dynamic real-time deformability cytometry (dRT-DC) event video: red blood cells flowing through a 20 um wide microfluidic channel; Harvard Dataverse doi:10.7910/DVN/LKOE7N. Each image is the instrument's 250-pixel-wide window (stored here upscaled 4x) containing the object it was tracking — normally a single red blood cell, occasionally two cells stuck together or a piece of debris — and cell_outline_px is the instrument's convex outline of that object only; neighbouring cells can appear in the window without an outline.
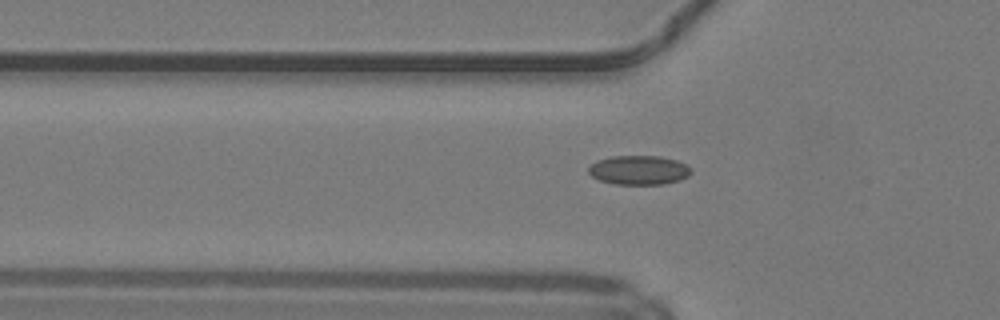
{"species": "common noctule bat (a hibernating species)", "species_latin": "Nyctalus noctula", "temperature_condition": "warm", "stored_images_in_passage": 31, "camera_frame_rate_fps": 3000, "um_per_image_px": 0.085, "animal": {"sex": "male", "body_mass_g": 19.2, "forearm_length_mm": 51.8}, "frame": {"image": 1, "passage_image": 7, "time_ms": 2.0, "image_size_px": [1000, 320], "cell_outline_px": [[692, 172], [688, 176], [680, 180], [664, 184], [616, 184], [600, 180], [592, 176], [588, 172], [588, 168], [596, 160], [612, 156], [660, 156], [676, 160], [692, 168]], "centroid_in_image_um": [54.31, 14.45], "position_along_channel_um": 71.5, "area_um2": 17.46}}
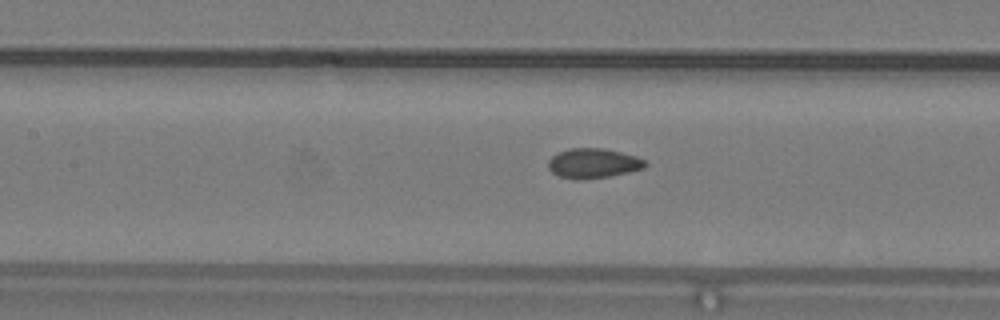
{"frame": {"image": 2, "passage_image": 13, "time_ms": 4.0, "image_size_px": [1000, 320], "cell_outline_px": [[648, 164], [644, 168], [628, 172], [608, 176], [584, 180], [576, 180], [560, 176], [552, 172], [548, 168], [548, 160], [552, 156], [568, 148], [600, 148], [620, 152], [636, 156], [644, 160]], "centroid_in_image_um": [50.4, 13.88], "position_along_channel_um": 157.0, "area_um2": 16.76}}
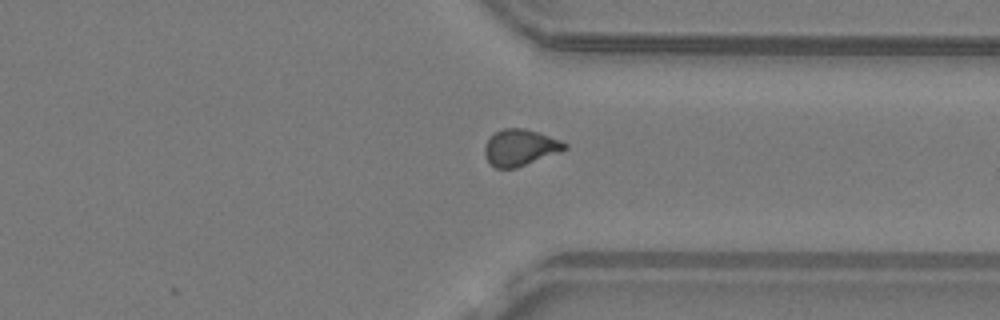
{"frame": {"image": 3, "passage_image": 28, "time_ms": 9.0, "image_size_px": [1000, 320], "cell_outline_px": [[568, 148], [516, 168], [496, 168], [484, 156], [484, 148], [488, 140], [500, 128], [524, 128], [560, 140], [568, 144]], "centroid_in_image_um": [44.19, 12.53], "position_along_channel_um": 367.2, "area_um2": 16.65}, "authors_computed_cell_mechanics": {"area_um2": 16.7042, "velocity_mm_per_s": 4.2295, "shape_relaxation_time_tau1_ms": null, "shape_relaxation_time_tau2_ms": 1.5665, "deformation_change_tau1": null, "deformation_change_tau2": 0.0495}}